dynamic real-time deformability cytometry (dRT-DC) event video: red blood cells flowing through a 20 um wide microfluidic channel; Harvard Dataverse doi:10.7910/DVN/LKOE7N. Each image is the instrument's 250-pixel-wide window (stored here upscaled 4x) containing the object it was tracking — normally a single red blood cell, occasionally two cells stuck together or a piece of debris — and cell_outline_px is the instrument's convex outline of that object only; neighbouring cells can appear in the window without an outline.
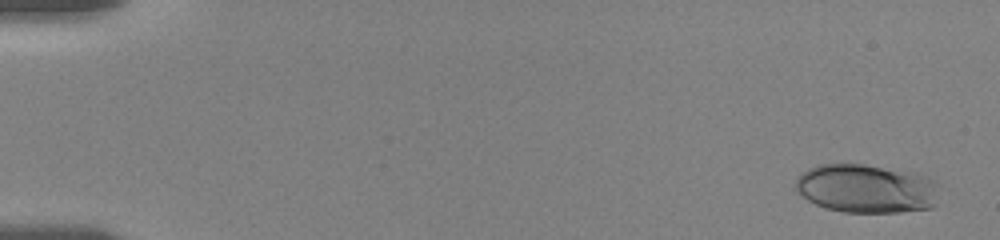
{"species": "human", "species_latin": "Homo sapiens", "temperature_condition": "room temperature", "stored_images_in_passage": 29, "camera_frame_rate_fps": 3000, "um_per_image_px": 0.085, "donor": {"sex": "female"}, "frame": {"image": 1, "passage_image": 3, "time_ms": 0.667, "image_size_px": [1000, 240], "cell_outline_px": [[940, 184], [932, 208], [900, 212], [844, 212], [824, 208], [808, 200], [796, 192], [796, 180], [808, 168], [816, 164], [864, 164], [912, 172], [936, 180]], "centroid_in_image_um": [73.64, 16.03], "position_along_channel_um": 11.4, "area_um2": 40.98}}
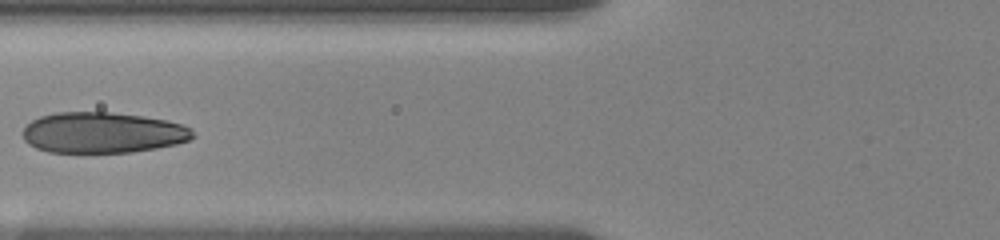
{"frame": {"image": 2, "passage_image": 26, "time_ms": 7.667, "image_size_px": [1000, 240], "cell_outline_px": [[196, 136], [188, 140], [176, 144], [156, 148], [132, 152], [48, 152], [36, 148], [28, 144], [24, 140], [20, 132], [32, 120], [40, 116], [56, 112], [112, 112], [144, 116], [168, 120], [192, 128]], "centroid_in_image_um": [8.72, 11.27], "position_along_channel_um": 117.1, "area_um2": 40.75}}
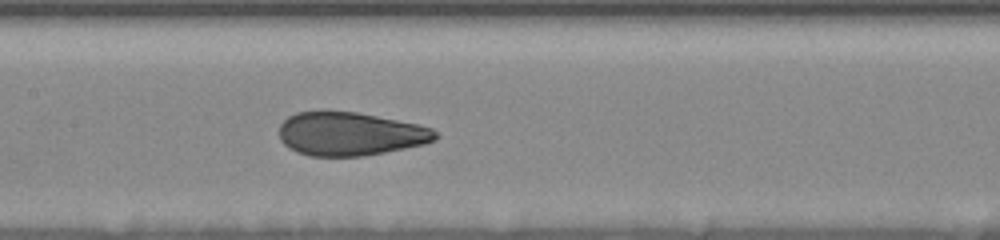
{"frame": {"image": 3, "passage_image": 29, "time_ms": 9.333, "image_size_px": [1000, 240], "cell_outline_px": [[440, 136], [436, 140], [424, 144], [384, 152], [360, 156], [308, 156], [296, 152], [288, 148], [280, 140], [280, 124], [288, 116], [296, 112], [356, 112], [420, 124], [432, 128]], "centroid_in_image_um": [29.77, 11.39], "position_along_channel_um": 177.6, "area_um2": 39.54}}